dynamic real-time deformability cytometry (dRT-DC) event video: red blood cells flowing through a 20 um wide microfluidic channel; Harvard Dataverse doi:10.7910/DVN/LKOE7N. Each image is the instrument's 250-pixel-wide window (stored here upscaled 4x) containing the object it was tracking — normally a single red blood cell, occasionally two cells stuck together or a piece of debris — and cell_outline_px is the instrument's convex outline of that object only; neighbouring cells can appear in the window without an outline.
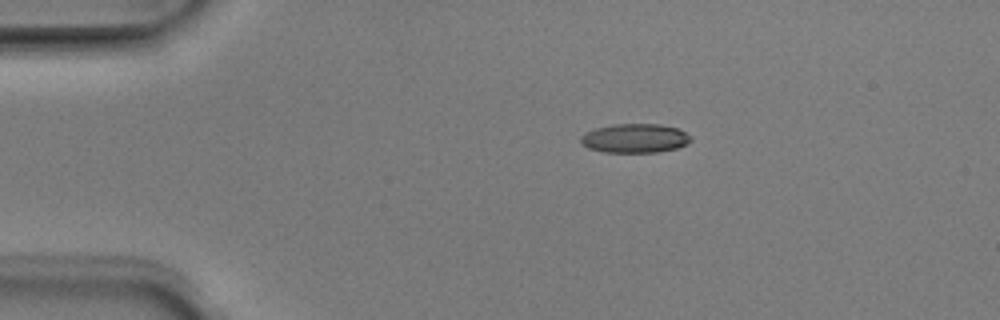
{"species": "Egyptian fruit bat (a non-hibernating species)", "species_latin": "Rousettus aegyptiacus", "temperature_condition": "room temperature", "stored_images_in_passage": 5, "camera_frame_rate_fps": 3000, "um_per_image_px": 0.085, "animal": {"sex": "male"}, "frame": {"image": 1, "passage_image": 3, "time_ms": 0.667, "image_size_px": [1000, 320], "cell_outline_px": [[692, 140], [688, 144], [676, 148], [656, 152], [604, 152], [588, 148], [580, 144], [580, 136], [584, 132], [596, 128], [616, 124], [660, 124], [676, 128], [692, 136]], "centroid_in_image_um": [53.94, 11.75], "position_along_channel_um": 31.1, "area_um2": 18.73}}
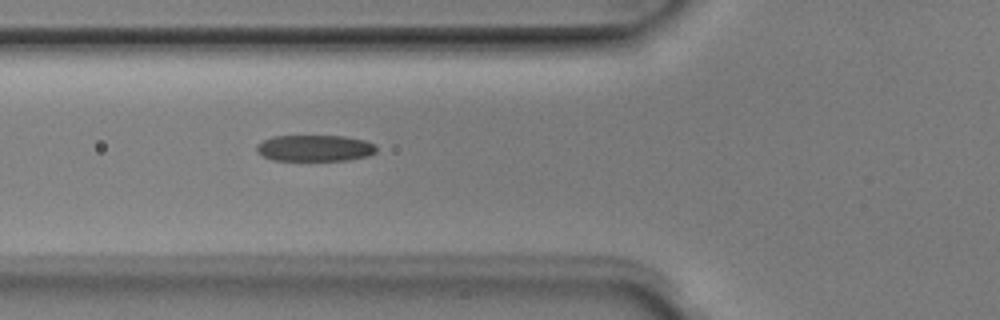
{"frame": {"image": 2, "passage_image": 5, "time_ms": 1.333, "image_size_px": [1000, 320], "cell_outline_px": [[376, 152], [368, 156], [348, 160], [272, 160], [256, 152], [256, 144], [272, 136], [344, 136], [364, 140], [376, 144]], "centroid_in_image_um": [26.76, 12.59], "position_along_channel_um": 99.0, "area_um2": 18.44}}